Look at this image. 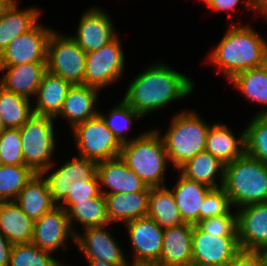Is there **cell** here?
Masks as SVG:
<instances>
[{"mask_svg":"<svg viewBox=\"0 0 267 266\" xmlns=\"http://www.w3.org/2000/svg\"><path fill=\"white\" fill-rule=\"evenodd\" d=\"M154 63L134 77L122 98L143 117L170 102L186 98L195 88L189 76L173 70L163 61Z\"/></svg>","mask_w":267,"mask_h":266,"instance_id":"obj_1","label":"cell"},{"mask_svg":"<svg viewBox=\"0 0 267 266\" xmlns=\"http://www.w3.org/2000/svg\"><path fill=\"white\" fill-rule=\"evenodd\" d=\"M266 50L267 41L251 25L232 22L208 61L229 81L241 71L265 65Z\"/></svg>","mask_w":267,"mask_h":266,"instance_id":"obj_2","label":"cell"},{"mask_svg":"<svg viewBox=\"0 0 267 266\" xmlns=\"http://www.w3.org/2000/svg\"><path fill=\"white\" fill-rule=\"evenodd\" d=\"M160 132L157 128L145 131L141 137L123 144L119 155L149 187H163L166 182L169 159Z\"/></svg>","mask_w":267,"mask_h":266,"instance_id":"obj_3","label":"cell"},{"mask_svg":"<svg viewBox=\"0 0 267 266\" xmlns=\"http://www.w3.org/2000/svg\"><path fill=\"white\" fill-rule=\"evenodd\" d=\"M222 188L235 209L267 202V165L244 153L225 165Z\"/></svg>","mask_w":267,"mask_h":266,"instance_id":"obj_4","label":"cell"},{"mask_svg":"<svg viewBox=\"0 0 267 266\" xmlns=\"http://www.w3.org/2000/svg\"><path fill=\"white\" fill-rule=\"evenodd\" d=\"M170 127L161 134L169 162L177 171L196 154L205 150L206 136L211 125L193 111H178Z\"/></svg>","mask_w":267,"mask_h":266,"instance_id":"obj_5","label":"cell"},{"mask_svg":"<svg viewBox=\"0 0 267 266\" xmlns=\"http://www.w3.org/2000/svg\"><path fill=\"white\" fill-rule=\"evenodd\" d=\"M53 122L54 118L33 114L19 128L24 163L35 173H42L54 163L57 137Z\"/></svg>","mask_w":267,"mask_h":266,"instance_id":"obj_6","label":"cell"},{"mask_svg":"<svg viewBox=\"0 0 267 266\" xmlns=\"http://www.w3.org/2000/svg\"><path fill=\"white\" fill-rule=\"evenodd\" d=\"M86 52L76 41L55 29L47 46V71L57 75L72 85L84 84Z\"/></svg>","mask_w":267,"mask_h":266,"instance_id":"obj_7","label":"cell"},{"mask_svg":"<svg viewBox=\"0 0 267 266\" xmlns=\"http://www.w3.org/2000/svg\"><path fill=\"white\" fill-rule=\"evenodd\" d=\"M71 132L78 154L83 158L101 162L120 155L122 144L106 127L99 114L87 121L76 124Z\"/></svg>","mask_w":267,"mask_h":266,"instance_id":"obj_8","label":"cell"},{"mask_svg":"<svg viewBox=\"0 0 267 266\" xmlns=\"http://www.w3.org/2000/svg\"><path fill=\"white\" fill-rule=\"evenodd\" d=\"M117 36L102 48L86 53L84 85L99 90L116 83L125 72V55Z\"/></svg>","mask_w":267,"mask_h":266,"instance_id":"obj_9","label":"cell"},{"mask_svg":"<svg viewBox=\"0 0 267 266\" xmlns=\"http://www.w3.org/2000/svg\"><path fill=\"white\" fill-rule=\"evenodd\" d=\"M52 31L39 21L28 32L14 38L2 51L0 66L47 62V46Z\"/></svg>","mask_w":267,"mask_h":266,"instance_id":"obj_10","label":"cell"},{"mask_svg":"<svg viewBox=\"0 0 267 266\" xmlns=\"http://www.w3.org/2000/svg\"><path fill=\"white\" fill-rule=\"evenodd\" d=\"M240 250L238 236H216L193 225V266H227Z\"/></svg>","mask_w":267,"mask_h":266,"instance_id":"obj_11","label":"cell"},{"mask_svg":"<svg viewBox=\"0 0 267 266\" xmlns=\"http://www.w3.org/2000/svg\"><path fill=\"white\" fill-rule=\"evenodd\" d=\"M54 167L52 163L42 174L47 179L56 205H60L69 196L76 180L87 181L97 173V162L80 156H74L60 167H55V170Z\"/></svg>","mask_w":267,"mask_h":266,"instance_id":"obj_12","label":"cell"},{"mask_svg":"<svg viewBox=\"0 0 267 266\" xmlns=\"http://www.w3.org/2000/svg\"><path fill=\"white\" fill-rule=\"evenodd\" d=\"M133 249L132 262L158 263L163 246L164 229L148 216L124 224Z\"/></svg>","mask_w":267,"mask_h":266,"instance_id":"obj_13","label":"cell"},{"mask_svg":"<svg viewBox=\"0 0 267 266\" xmlns=\"http://www.w3.org/2000/svg\"><path fill=\"white\" fill-rule=\"evenodd\" d=\"M103 225L99 227H89L82 229V233L75 235L74 244L84 255L86 260H101L117 265H127V260L123 248L117 243L116 238L107 231Z\"/></svg>","mask_w":267,"mask_h":266,"instance_id":"obj_14","label":"cell"},{"mask_svg":"<svg viewBox=\"0 0 267 266\" xmlns=\"http://www.w3.org/2000/svg\"><path fill=\"white\" fill-rule=\"evenodd\" d=\"M68 238L75 242L67 213L59 205L34 221L32 243L40 249L52 254L58 249L66 250Z\"/></svg>","mask_w":267,"mask_h":266,"instance_id":"obj_15","label":"cell"},{"mask_svg":"<svg viewBox=\"0 0 267 266\" xmlns=\"http://www.w3.org/2000/svg\"><path fill=\"white\" fill-rule=\"evenodd\" d=\"M109 15L96 6L81 15L76 35L71 37L86 53L102 48L118 36Z\"/></svg>","mask_w":267,"mask_h":266,"instance_id":"obj_16","label":"cell"},{"mask_svg":"<svg viewBox=\"0 0 267 266\" xmlns=\"http://www.w3.org/2000/svg\"><path fill=\"white\" fill-rule=\"evenodd\" d=\"M235 211L240 249L259 251L267 247V202L246 205Z\"/></svg>","mask_w":267,"mask_h":266,"instance_id":"obj_17","label":"cell"},{"mask_svg":"<svg viewBox=\"0 0 267 266\" xmlns=\"http://www.w3.org/2000/svg\"><path fill=\"white\" fill-rule=\"evenodd\" d=\"M100 191L103 195L127 194L150 191L147 186L121 159L120 156L97 163ZM103 187H107L104 189Z\"/></svg>","mask_w":267,"mask_h":266,"instance_id":"obj_18","label":"cell"},{"mask_svg":"<svg viewBox=\"0 0 267 266\" xmlns=\"http://www.w3.org/2000/svg\"><path fill=\"white\" fill-rule=\"evenodd\" d=\"M17 0H7L0 8V54L11 41L32 29L42 10L35 7L19 9Z\"/></svg>","mask_w":267,"mask_h":266,"instance_id":"obj_19","label":"cell"},{"mask_svg":"<svg viewBox=\"0 0 267 266\" xmlns=\"http://www.w3.org/2000/svg\"><path fill=\"white\" fill-rule=\"evenodd\" d=\"M0 86L31 100L35 97L42 77L47 71L46 62L25 63L14 66H0Z\"/></svg>","mask_w":267,"mask_h":266,"instance_id":"obj_20","label":"cell"},{"mask_svg":"<svg viewBox=\"0 0 267 266\" xmlns=\"http://www.w3.org/2000/svg\"><path fill=\"white\" fill-rule=\"evenodd\" d=\"M193 225L183 223L164 229L160 266H193L192 259Z\"/></svg>","mask_w":267,"mask_h":266,"instance_id":"obj_21","label":"cell"},{"mask_svg":"<svg viewBox=\"0 0 267 266\" xmlns=\"http://www.w3.org/2000/svg\"><path fill=\"white\" fill-rule=\"evenodd\" d=\"M99 89L84 84L72 85L68 90L58 116L68 121L72 129L76 124L89 120L98 114Z\"/></svg>","mask_w":267,"mask_h":266,"instance_id":"obj_22","label":"cell"},{"mask_svg":"<svg viewBox=\"0 0 267 266\" xmlns=\"http://www.w3.org/2000/svg\"><path fill=\"white\" fill-rule=\"evenodd\" d=\"M71 86L70 82L46 71L37 89L35 100H32L33 113L57 118Z\"/></svg>","mask_w":267,"mask_h":266,"instance_id":"obj_23","label":"cell"},{"mask_svg":"<svg viewBox=\"0 0 267 266\" xmlns=\"http://www.w3.org/2000/svg\"><path fill=\"white\" fill-rule=\"evenodd\" d=\"M176 185L170 189L184 223L196 225L200 221V209L211 189L207 185L188 179L180 172Z\"/></svg>","mask_w":267,"mask_h":266,"instance_id":"obj_24","label":"cell"},{"mask_svg":"<svg viewBox=\"0 0 267 266\" xmlns=\"http://www.w3.org/2000/svg\"><path fill=\"white\" fill-rule=\"evenodd\" d=\"M33 221L41 218L57 205L54 203L47 179L42 173H35L14 200Z\"/></svg>","mask_w":267,"mask_h":266,"instance_id":"obj_25","label":"cell"},{"mask_svg":"<svg viewBox=\"0 0 267 266\" xmlns=\"http://www.w3.org/2000/svg\"><path fill=\"white\" fill-rule=\"evenodd\" d=\"M205 150L225 165L233 162L245 153L244 130L235 137L227 124H212L206 136Z\"/></svg>","mask_w":267,"mask_h":266,"instance_id":"obj_26","label":"cell"},{"mask_svg":"<svg viewBox=\"0 0 267 266\" xmlns=\"http://www.w3.org/2000/svg\"><path fill=\"white\" fill-rule=\"evenodd\" d=\"M150 191L104 195L110 224L136 220L147 216Z\"/></svg>","mask_w":267,"mask_h":266,"instance_id":"obj_27","label":"cell"},{"mask_svg":"<svg viewBox=\"0 0 267 266\" xmlns=\"http://www.w3.org/2000/svg\"><path fill=\"white\" fill-rule=\"evenodd\" d=\"M0 233L12 244L32 242L34 221L14 201H0Z\"/></svg>","mask_w":267,"mask_h":266,"instance_id":"obj_28","label":"cell"},{"mask_svg":"<svg viewBox=\"0 0 267 266\" xmlns=\"http://www.w3.org/2000/svg\"><path fill=\"white\" fill-rule=\"evenodd\" d=\"M224 169V163L204 150L183 164L177 172L188 179L207 185L209 188H219L223 184ZM218 178L219 184L216 180Z\"/></svg>","mask_w":267,"mask_h":266,"instance_id":"obj_29","label":"cell"},{"mask_svg":"<svg viewBox=\"0 0 267 266\" xmlns=\"http://www.w3.org/2000/svg\"><path fill=\"white\" fill-rule=\"evenodd\" d=\"M70 227L74 235L78 234L73 223L81 224V228L112 225L107 217L106 199L103 194L72 204L66 210Z\"/></svg>","mask_w":267,"mask_h":266,"instance_id":"obj_30","label":"cell"},{"mask_svg":"<svg viewBox=\"0 0 267 266\" xmlns=\"http://www.w3.org/2000/svg\"><path fill=\"white\" fill-rule=\"evenodd\" d=\"M166 187H151L147 213V216L163 229L184 223L176 206L175 198L170 189Z\"/></svg>","mask_w":267,"mask_h":266,"instance_id":"obj_31","label":"cell"},{"mask_svg":"<svg viewBox=\"0 0 267 266\" xmlns=\"http://www.w3.org/2000/svg\"><path fill=\"white\" fill-rule=\"evenodd\" d=\"M229 82L245 98L253 103L267 107V67L265 65L241 71L235 74ZM256 114H267V109Z\"/></svg>","mask_w":267,"mask_h":266,"instance_id":"obj_32","label":"cell"},{"mask_svg":"<svg viewBox=\"0 0 267 266\" xmlns=\"http://www.w3.org/2000/svg\"><path fill=\"white\" fill-rule=\"evenodd\" d=\"M32 100L0 86V116L6 128L22 127L34 114Z\"/></svg>","mask_w":267,"mask_h":266,"instance_id":"obj_33","label":"cell"},{"mask_svg":"<svg viewBox=\"0 0 267 266\" xmlns=\"http://www.w3.org/2000/svg\"><path fill=\"white\" fill-rule=\"evenodd\" d=\"M108 112V114H105L98 110V114L105 122L106 127L115 135L122 145L133 139L139 138L144 134L140 133V135L128 139L127 131L130 130V126L134 120H139L143 118V116L133 110L123 99Z\"/></svg>","mask_w":267,"mask_h":266,"instance_id":"obj_34","label":"cell"},{"mask_svg":"<svg viewBox=\"0 0 267 266\" xmlns=\"http://www.w3.org/2000/svg\"><path fill=\"white\" fill-rule=\"evenodd\" d=\"M244 128L245 153L267 165V114H255Z\"/></svg>","mask_w":267,"mask_h":266,"instance_id":"obj_35","label":"cell"},{"mask_svg":"<svg viewBox=\"0 0 267 266\" xmlns=\"http://www.w3.org/2000/svg\"><path fill=\"white\" fill-rule=\"evenodd\" d=\"M34 174L27 165L0 164V201H14Z\"/></svg>","mask_w":267,"mask_h":266,"instance_id":"obj_36","label":"cell"},{"mask_svg":"<svg viewBox=\"0 0 267 266\" xmlns=\"http://www.w3.org/2000/svg\"><path fill=\"white\" fill-rule=\"evenodd\" d=\"M9 266H65L52 253L44 251L32 242L12 245Z\"/></svg>","mask_w":267,"mask_h":266,"instance_id":"obj_37","label":"cell"},{"mask_svg":"<svg viewBox=\"0 0 267 266\" xmlns=\"http://www.w3.org/2000/svg\"><path fill=\"white\" fill-rule=\"evenodd\" d=\"M21 147L20 130L6 128L0 134V164L25 165Z\"/></svg>","mask_w":267,"mask_h":266,"instance_id":"obj_38","label":"cell"},{"mask_svg":"<svg viewBox=\"0 0 267 266\" xmlns=\"http://www.w3.org/2000/svg\"><path fill=\"white\" fill-rule=\"evenodd\" d=\"M232 207L230 198L222 187L211 188L201 206L200 220L230 214Z\"/></svg>","mask_w":267,"mask_h":266,"instance_id":"obj_39","label":"cell"},{"mask_svg":"<svg viewBox=\"0 0 267 266\" xmlns=\"http://www.w3.org/2000/svg\"><path fill=\"white\" fill-rule=\"evenodd\" d=\"M196 226L216 236H238L237 212L200 220Z\"/></svg>","mask_w":267,"mask_h":266,"instance_id":"obj_40","label":"cell"},{"mask_svg":"<svg viewBox=\"0 0 267 266\" xmlns=\"http://www.w3.org/2000/svg\"><path fill=\"white\" fill-rule=\"evenodd\" d=\"M100 195L101 191L99 178L96 173L90 180H76L72 192L59 206L66 211L72 204L76 202L99 197Z\"/></svg>","mask_w":267,"mask_h":266,"instance_id":"obj_41","label":"cell"},{"mask_svg":"<svg viewBox=\"0 0 267 266\" xmlns=\"http://www.w3.org/2000/svg\"><path fill=\"white\" fill-rule=\"evenodd\" d=\"M212 11H227L229 18L232 17L231 11H236V6L242 2V0H202ZM246 10L256 11V0H243Z\"/></svg>","mask_w":267,"mask_h":266,"instance_id":"obj_42","label":"cell"},{"mask_svg":"<svg viewBox=\"0 0 267 266\" xmlns=\"http://www.w3.org/2000/svg\"><path fill=\"white\" fill-rule=\"evenodd\" d=\"M227 266H263L259 251L240 249Z\"/></svg>","mask_w":267,"mask_h":266,"instance_id":"obj_43","label":"cell"},{"mask_svg":"<svg viewBox=\"0 0 267 266\" xmlns=\"http://www.w3.org/2000/svg\"><path fill=\"white\" fill-rule=\"evenodd\" d=\"M12 244L0 233V266H9Z\"/></svg>","mask_w":267,"mask_h":266,"instance_id":"obj_44","label":"cell"},{"mask_svg":"<svg viewBox=\"0 0 267 266\" xmlns=\"http://www.w3.org/2000/svg\"><path fill=\"white\" fill-rule=\"evenodd\" d=\"M256 14L264 16L267 21V0H256Z\"/></svg>","mask_w":267,"mask_h":266,"instance_id":"obj_45","label":"cell"},{"mask_svg":"<svg viewBox=\"0 0 267 266\" xmlns=\"http://www.w3.org/2000/svg\"><path fill=\"white\" fill-rule=\"evenodd\" d=\"M87 263L89 264L88 266H128V264L117 265V264H112V263L101 261V260H87Z\"/></svg>","mask_w":267,"mask_h":266,"instance_id":"obj_46","label":"cell"},{"mask_svg":"<svg viewBox=\"0 0 267 266\" xmlns=\"http://www.w3.org/2000/svg\"><path fill=\"white\" fill-rule=\"evenodd\" d=\"M259 253L262 258L263 266H267V247L260 249Z\"/></svg>","mask_w":267,"mask_h":266,"instance_id":"obj_47","label":"cell"},{"mask_svg":"<svg viewBox=\"0 0 267 266\" xmlns=\"http://www.w3.org/2000/svg\"><path fill=\"white\" fill-rule=\"evenodd\" d=\"M128 266H160L157 263H136V262H129Z\"/></svg>","mask_w":267,"mask_h":266,"instance_id":"obj_48","label":"cell"},{"mask_svg":"<svg viewBox=\"0 0 267 266\" xmlns=\"http://www.w3.org/2000/svg\"><path fill=\"white\" fill-rule=\"evenodd\" d=\"M5 129H6L5 124L0 116V134H2Z\"/></svg>","mask_w":267,"mask_h":266,"instance_id":"obj_49","label":"cell"},{"mask_svg":"<svg viewBox=\"0 0 267 266\" xmlns=\"http://www.w3.org/2000/svg\"><path fill=\"white\" fill-rule=\"evenodd\" d=\"M7 0H0V8Z\"/></svg>","mask_w":267,"mask_h":266,"instance_id":"obj_50","label":"cell"},{"mask_svg":"<svg viewBox=\"0 0 267 266\" xmlns=\"http://www.w3.org/2000/svg\"><path fill=\"white\" fill-rule=\"evenodd\" d=\"M265 66L267 67V50H266V55H265Z\"/></svg>","mask_w":267,"mask_h":266,"instance_id":"obj_51","label":"cell"}]
</instances>
